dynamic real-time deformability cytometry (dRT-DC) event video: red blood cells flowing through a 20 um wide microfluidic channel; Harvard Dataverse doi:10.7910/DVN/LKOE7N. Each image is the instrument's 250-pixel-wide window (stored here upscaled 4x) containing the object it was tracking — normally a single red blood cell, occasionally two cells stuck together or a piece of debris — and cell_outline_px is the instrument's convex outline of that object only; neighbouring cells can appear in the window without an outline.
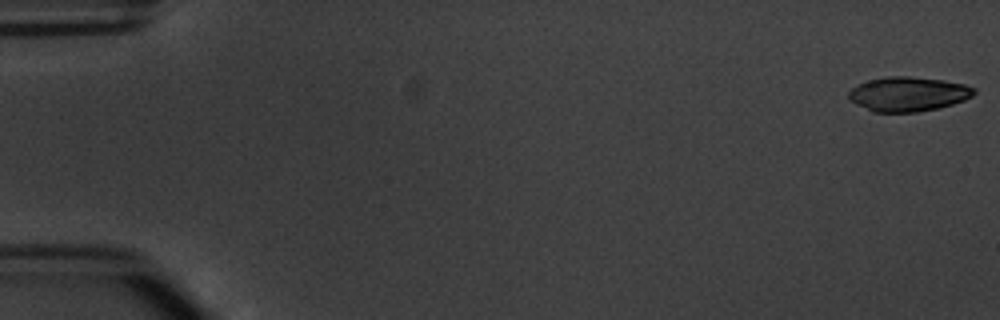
{"species": "common noctule bat (a hibernating species)", "species_latin": "Nyctalus noctula", "temperature_condition": "warm", "stored_images_in_passage": 6, "camera_frame_rate_fps": 3000, "um_per_image_px": 0.085, "animal": {"sex": "male", "body_mass_g": 20.1, "forearm_length_mm": 53.5}, "frame": {"image": 1, "passage_image": 1, "time_ms": 0.0, "image_size_px": [1000, 320], "cell_outline_px": [[976, 92], [972, 96], [964, 100], [940, 108], [916, 112], [872, 112], [848, 100], [848, 92], [852, 88], [868, 80], [888, 76], [908, 76], [944, 80], [964, 84], [976, 88]], "centroid_in_image_um": [77.19, 8.0], "position_along_channel_um": 7.8, "area_um2": 25.32}}
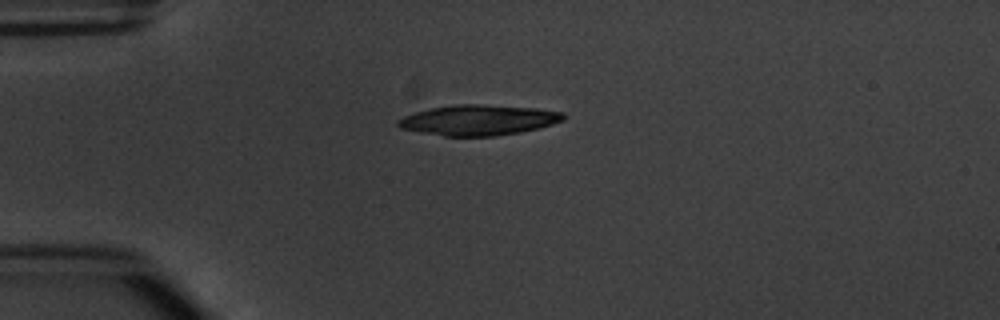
{"frame": {"image": 2, "passage_image": 4, "time_ms": 4.333, "image_size_px": [1000, 320], "cell_outline_px": [[568, 116], [564, 120], [540, 128], [520, 132], [496, 136], [444, 136], [420, 132], [400, 128], [396, 124], [396, 120], [404, 116], [416, 112], [432, 108], [456, 104], [480, 104], [536, 108], [564, 112]], "centroid_in_image_um": [40.71, 10.21], "position_along_channel_um": 44.3, "area_um2": 29.42}}